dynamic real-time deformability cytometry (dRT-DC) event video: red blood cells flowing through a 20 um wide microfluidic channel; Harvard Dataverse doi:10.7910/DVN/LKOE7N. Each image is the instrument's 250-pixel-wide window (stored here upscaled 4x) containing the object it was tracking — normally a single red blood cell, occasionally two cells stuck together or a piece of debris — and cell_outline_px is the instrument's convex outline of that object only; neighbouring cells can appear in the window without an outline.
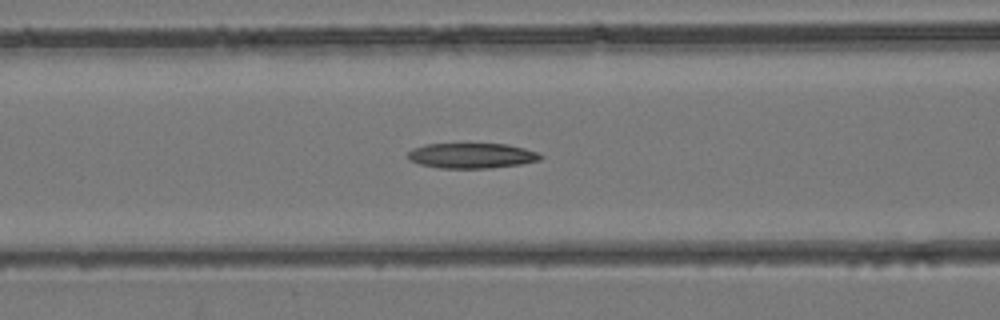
{"species": "common noctule bat (a hibernating species)", "species_latin": "Nyctalus noctula", "temperature_condition": "room temperature", "stored_images_in_passage": 43, "camera_frame_rate_fps": 3000, "um_per_image_px": 0.085, "animal": {"sex": "female", "body_mass_g": 24.6, "forearm_length_mm": 56.2}, "frame": {"image": 1, "passage_image": 18, "time_ms": 5.667, "image_size_px": [1000, 320], "cell_outline_px": [[544, 156], [540, 160], [520, 164], [492, 168], [440, 168], [420, 164], [408, 160], [408, 152], [412, 148], [424, 144], [508, 144], [540, 152]], "centroid_in_image_um": [40.11, 13.23], "position_along_channel_um": 126.5, "area_um2": 19.65}}
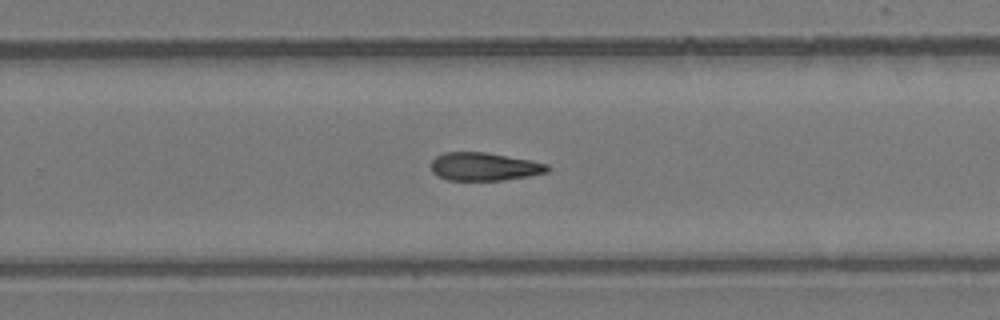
{"frame": {"image": 2, "passage_image": 28, "time_ms": 9.0, "image_size_px": [1000, 320], "cell_outline_px": [[552, 168], [548, 172], [528, 176], [504, 180], [448, 180], [436, 176], [432, 172], [432, 160], [436, 156], [444, 152], [484, 152], [528, 160], [548, 164]], "centroid_in_image_um": [41.15, 14.17], "position_along_channel_um": 288.7, "area_um2": 19.02}}
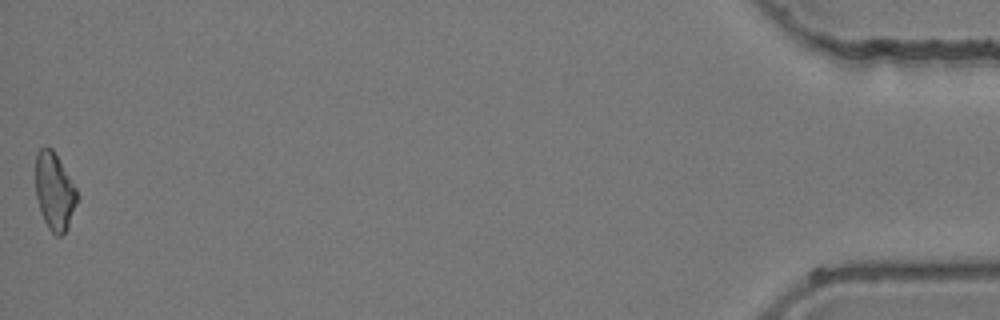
{"frame": {"image": 3, "passage_image": 43, "time_ms": 14.0, "image_size_px": [1000, 320], "cell_outline_px": [[80, 196], [68, 228], [60, 236], [56, 236], [48, 228], [44, 220], [36, 196], [36, 152], [44, 144], [48, 144], [52, 148], [76, 188]], "centroid_in_image_um": [4.64, 16.25], "position_along_channel_um": 430.6, "area_um2": 18.9}}